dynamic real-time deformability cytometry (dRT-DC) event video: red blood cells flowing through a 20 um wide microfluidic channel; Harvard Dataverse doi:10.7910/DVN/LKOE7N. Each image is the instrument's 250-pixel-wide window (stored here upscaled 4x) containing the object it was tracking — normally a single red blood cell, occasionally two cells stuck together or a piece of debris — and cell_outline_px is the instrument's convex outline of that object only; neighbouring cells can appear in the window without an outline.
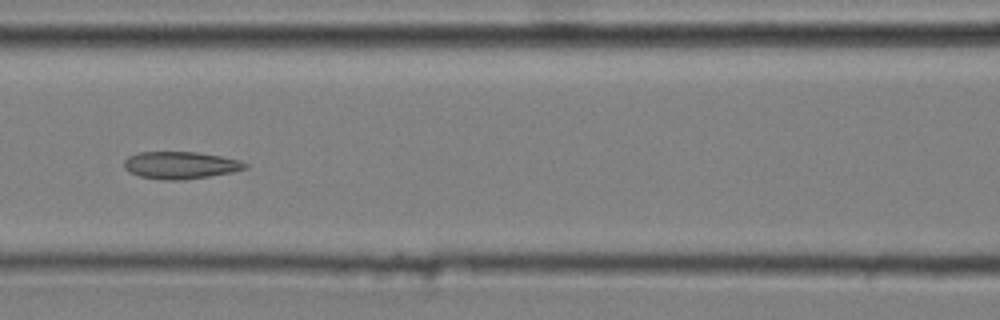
{"species": "common noctule bat (a hibernating species)", "species_latin": "Nyctalus noctula", "temperature_condition": "cold", "stored_images_in_passage": 13, "camera_frame_rate_fps": 3000, "um_per_image_px": 0.085, "animal": {"sex": "male", "body_mass_g": 20.4}, "frame": {"image": 1, "passage_image": 6, "time_ms": 1.667, "image_size_px": [1000, 320], "cell_outline_px": [[248, 168], [232, 172], [184, 180], [164, 180], [140, 176], [128, 172], [124, 168], [124, 160], [128, 156], [140, 152], [196, 152], [220, 156], [240, 160], [248, 164]], "centroid_in_image_um": [15.33, 14.04], "position_along_channel_um": 151.3, "area_um2": 19.25}}
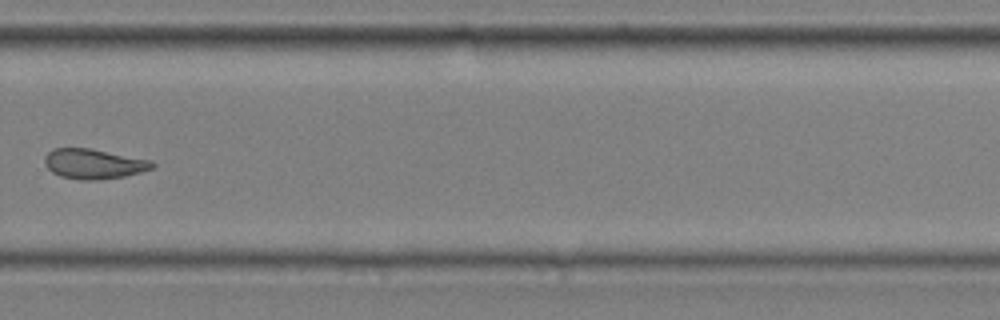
{"frame": {"image": 2, "passage_image": 10, "time_ms": 3.0, "image_size_px": [1000, 320], "cell_outline_px": [[156, 164], [152, 168], [140, 172], [124, 176], [96, 180], [80, 180], [60, 176], [52, 172], [44, 164], [44, 156], [52, 148], [92, 148], [152, 160]], "centroid_in_image_um": [7.95, 13.92], "position_along_channel_um": 321.8, "area_um2": 18.96}}
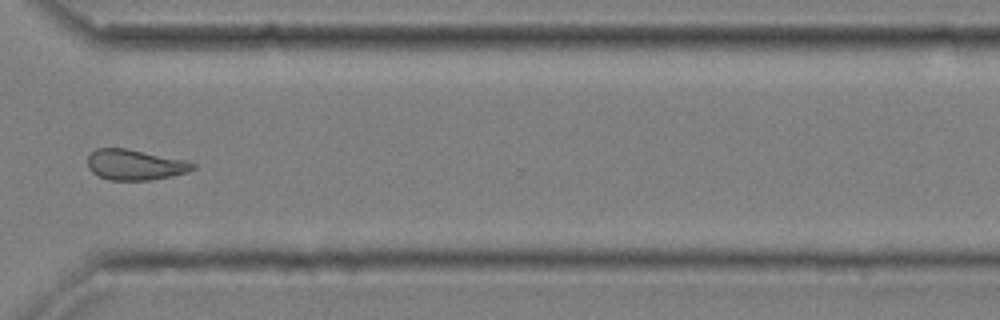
{"frame": {"image": 3, "passage_image": 11, "time_ms": 3.333, "image_size_px": [1000, 320], "cell_outline_px": [[196, 168], [188, 172], [172, 176], [148, 180], [108, 180], [92, 172], [88, 168], [88, 156], [96, 148], [128, 148], [184, 160], [196, 164]], "centroid_in_image_um": [11.47, 14.0], "position_along_channel_um": 359.1, "area_um2": 18.73}}